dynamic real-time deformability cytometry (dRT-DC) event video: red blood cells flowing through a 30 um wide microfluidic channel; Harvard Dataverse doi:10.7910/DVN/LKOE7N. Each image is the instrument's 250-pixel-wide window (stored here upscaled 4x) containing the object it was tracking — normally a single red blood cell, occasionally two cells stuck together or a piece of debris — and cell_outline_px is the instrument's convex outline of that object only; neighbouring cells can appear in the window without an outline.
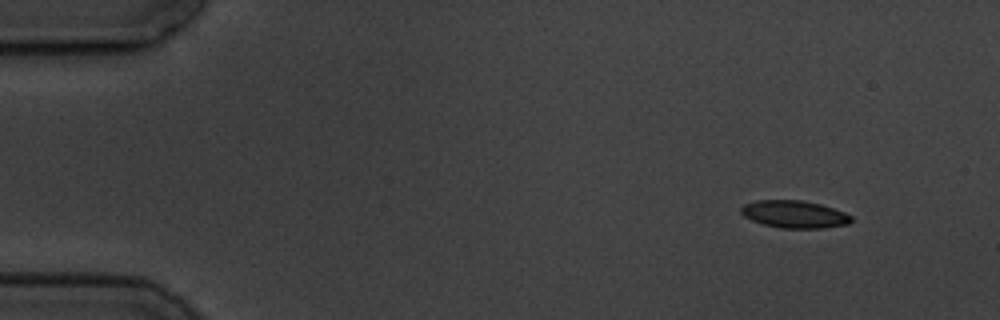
{"species": "common noctule bat (a hibernating species)", "species_latin": "Nyctalus noctula", "temperature_condition": "cold", "stored_images_in_passage": 4, "camera_frame_rate_fps": 3000, "um_per_image_px": 0.085, "animal": {"sex": "male", "body_mass_g": 19.5, "forearm_length_mm": 54.6}, "frame": {"image": 1, "passage_image": 1, "time_ms": 0.0, "image_size_px": [1000, 320], "cell_outline_px": [[852, 220], [848, 224], [824, 228], [780, 228], [764, 224], [752, 220], [744, 216], [740, 212], [740, 208], [744, 204], [756, 200], [800, 200], [820, 204], [844, 212], [852, 216]], "centroid_in_image_um": [67.51, 18.21], "position_along_channel_um": 17.5, "area_um2": 17.57}}
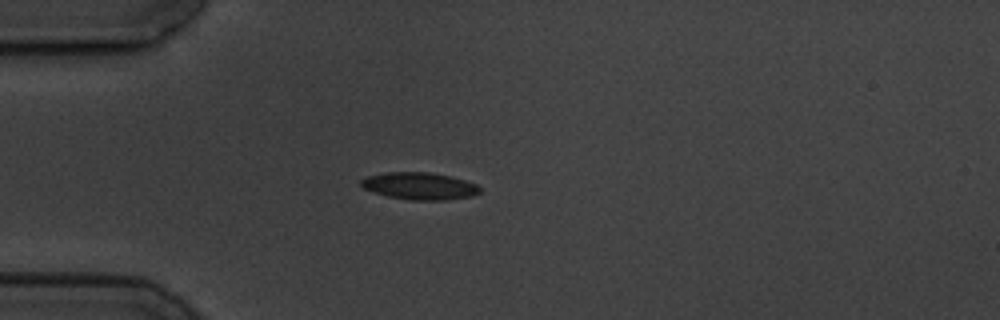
{"frame": {"image": 2, "passage_image": 4, "time_ms": 3.333, "image_size_px": [1000, 320], "cell_outline_px": [[480, 192], [472, 196], [444, 200], [412, 200], [388, 196], [364, 188], [360, 184], [360, 180], [368, 176], [388, 172], [428, 172], [452, 176], [476, 184], [480, 188]], "centroid_in_image_um": [35.68, 15.8], "position_along_channel_um": 49.3, "area_um2": 18.61}}